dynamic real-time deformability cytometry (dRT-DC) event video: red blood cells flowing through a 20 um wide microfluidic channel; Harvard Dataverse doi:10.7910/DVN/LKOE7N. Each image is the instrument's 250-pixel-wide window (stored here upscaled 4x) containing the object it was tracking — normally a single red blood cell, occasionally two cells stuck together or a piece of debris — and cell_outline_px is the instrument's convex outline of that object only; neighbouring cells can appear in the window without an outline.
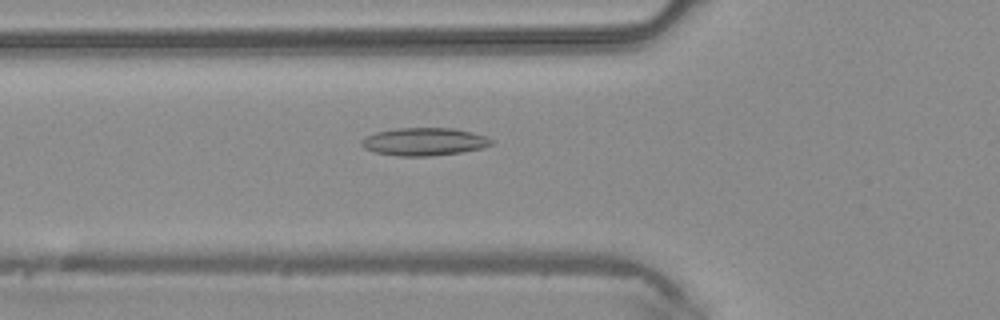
{"species": "common noctule bat (a hibernating species)", "species_latin": "Nyctalus noctula", "temperature_condition": "warm", "stored_images_in_passage": 42, "camera_frame_rate_fps": 3000, "um_per_image_px": 0.085, "animal": {"sex": "male", "body_mass_g": 20.4}, "frame": {"image": 1, "passage_image": 13, "time_ms": 4.0, "image_size_px": [1000, 320], "cell_outline_px": [[492, 144], [480, 148], [460, 152], [432, 156], [400, 156], [376, 152], [364, 148], [360, 144], [360, 140], [364, 136], [376, 132], [396, 128], [452, 128], [472, 132], [484, 136], [492, 140]], "centroid_in_image_um": [35.99, 12.04], "position_along_channel_um": 89.8, "area_um2": 20.92}}
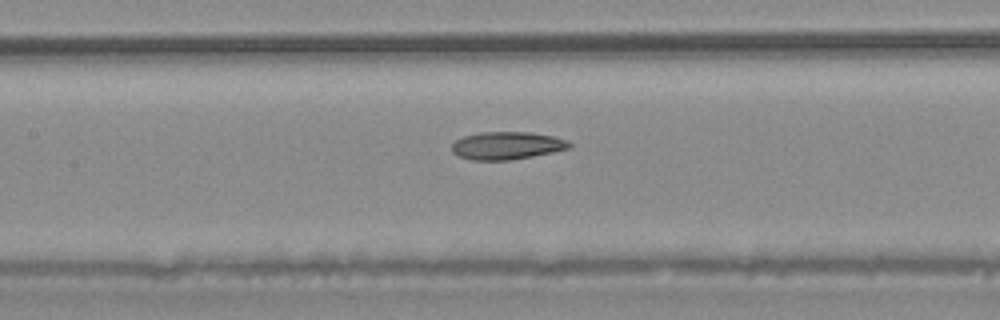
{"frame": {"image": 2, "passage_image": 18, "time_ms": 5.667, "image_size_px": [1000, 320], "cell_outline_px": [[572, 148], [532, 156], [508, 160], [472, 160], [456, 156], [452, 152], [452, 144], [456, 140], [464, 136], [480, 132], [532, 132], [552, 136], [568, 140], [572, 144]], "centroid_in_image_um": [43.08, 12.37], "position_along_channel_um": 164.3, "area_um2": 19.07}}
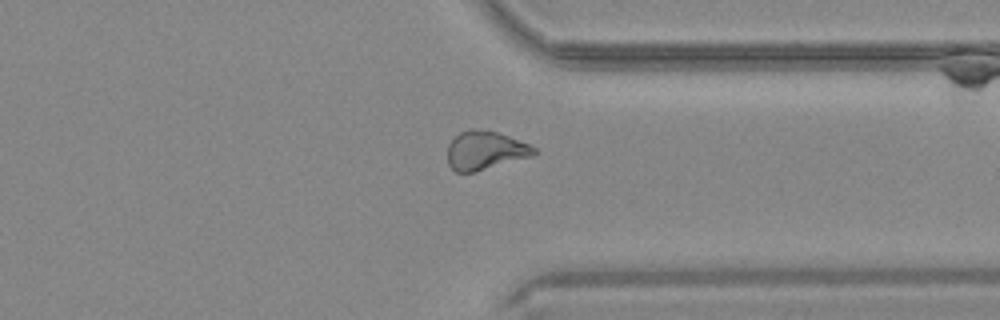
{"frame": {"image": 3, "passage_image": 32, "time_ms": 10.333, "image_size_px": [1000, 320], "cell_outline_px": [[540, 152], [532, 156], [472, 172], [456, 172], [448, 164], [448, 144], [460, 132], [472, 128], [496, 132], [508, 136], [528, 144], [536, 148]], "centroid_in_image_um": [41.24, 12.78], "position_along_channel_um": 370.2, "area_um2": 19.19}}